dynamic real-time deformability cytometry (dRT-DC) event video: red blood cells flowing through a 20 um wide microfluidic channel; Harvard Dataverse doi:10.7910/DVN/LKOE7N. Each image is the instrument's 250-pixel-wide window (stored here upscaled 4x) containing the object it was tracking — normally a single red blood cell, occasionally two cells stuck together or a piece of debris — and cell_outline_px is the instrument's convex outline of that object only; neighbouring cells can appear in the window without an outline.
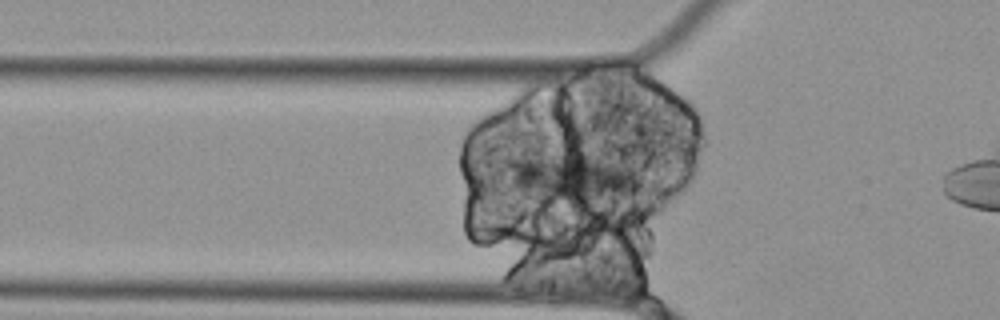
{"species": "Egyptian fruit bat (a non-hibernating species)", "species_latin": "Rousettus aegyptiacus", "temperature_condition": "cold", "stored_images_in_passage": 35, "segment_of_instrument_passage": [1, 2], "camera_frame_rate_fps": 3000, "um_per_image_px": 0.085, "animal": {"sex": "female"}, "frame": {"image": 1, "passage_image": 7, "time_ms": 2.0, "image_size_px": [1000, 320], "cell_outline_px": [[652, 192], [552, 204], [548, 204], [524, 196], [516, 188], [508, 176], [516, 160], [520, 156], [576, 148], [636, 172], [640, 176]], "centroid_in_image_um": [48.69, 15.08], "position_along_channel_um": 77.1, "area_um2": 39.13}}